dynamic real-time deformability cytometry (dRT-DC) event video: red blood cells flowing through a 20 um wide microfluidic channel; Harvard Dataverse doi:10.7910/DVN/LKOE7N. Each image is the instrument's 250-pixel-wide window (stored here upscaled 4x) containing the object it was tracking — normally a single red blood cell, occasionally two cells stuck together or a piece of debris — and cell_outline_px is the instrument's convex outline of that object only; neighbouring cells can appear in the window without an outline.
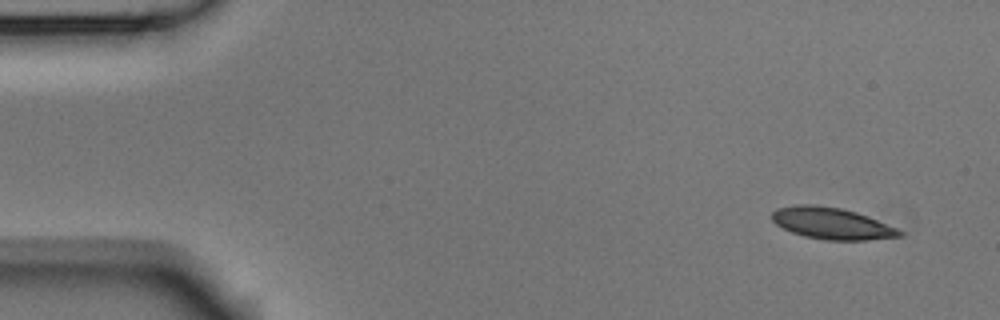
{"species": "Egyptian fruit bat (a non-hibernating species)", "species_latin": "Rousettus aegyptiacus", "temperature_condition": "room temperature", "stored_images_in_passage": 4, "camera_frame_rate_fps": 3000, "um_per_image_px": 0.085, "animal": {"sex": "male"}, "frame": {"image": 1, "passage_image": 1, "time_ms": 0.0, "image_size_px": [1000, 320], "cell_outline_px": [[904, 236], [868, 240], [824, 240], [804, 236], [792, 232], [776, 224], [772, 220], [772, 212], [776, 208], [796, 204], [816, 204], [840, 208], [856, 212], [868, 216], [896, 228], [904, 232]], "centroid_in_image_um": [70.7, 18.98], "position_along_channel_um": 14.3, "area_um2": 23.58}}
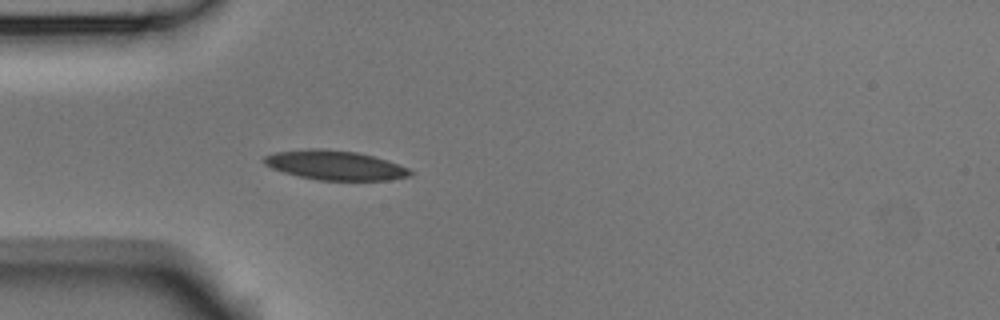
{"frame": {"image": 2, "passage_image": 4, "time_ms": 1.0, "image_size_px": [1000, 320], "cell_outline_px": [[416, 172], [412, 176], [388, 180], [320, 180], [300, 176], [284, 172], [272, 168], [264, 164], [260, 160], [264, 156], [276, 152], [308, 148], [328, 148], [356, 152], [388, 160], [408, 168]], "centroid_in_image_um": [28.49, 14.03], "position_along_channel_um": 56.5, "area_um2": 25.26}}